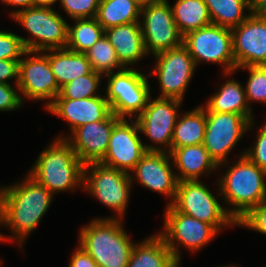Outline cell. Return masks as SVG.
<instances>
[{
	"label": "cell",
	"mask_w": 266,
	"mask_h": 267,
	"mask_svg": "<svg viewBox=\"0 0 266 267\" xmlns=\"http://www.w3.org/2000/svg\"><path fill=\"white\" fill-rule=\"evenodd\" d=\"M92 70L103 74L113 73L115 67H122L114 47L110 44L109 39L105 34L85 53Z\"/></svg>",
	"instance_id": "31"
},
{
	"label": "cell",
	"mask_w": 266,
	"mask_h": 267,
	"mask_svg": "<svg viewBox=\"0 0 266 267\" xmlns=\"http://www.w3.org/2000/svg\"><path fill=\"white\" fill-rule=\"evenodd\" d=\"M76 20L78 22L74 27L68 25L66 48L85 54L105 34V30L96 17Z\"/></svg>",
	"instance_id": "29"
},
{
	"label": "cell",
	"mask_w": 266,
	"mask_h": 267,
	"mask_svg": "<svg viewBox=\"0 0 266 267\" xmlns=\"http://www.w3.org/2000/svg\"><path fill=\"white\" fill-rule=\"evenodd\" d=\"M21 38L13 33L0 31V60H20L19 56L34 53L25 49Z\"/></svg>",
	"instance_id": "34"
},
{
	"label": "cell",
	"mask_w": 266,
	"mask_h": 267,
	"mask_svg": "<svg viewBox=\"0 0 266 267\" xmlns=\"http://www.w3.org/2000/svg\"><path fill=\"white\" fill-rule=\"evenodd\" d=\"M237 224L266 234V200L252 208Z\"/></svg>",
	"instance_id": "36"
},
{
	"label": "cell",
	"mask_w": 266,
	"mask_h": 267,
	"mask_svg": "<svg viewBox=\"0 0 266 267\" xmlns=\"http://www.w3.org/2000/svg\"><path fill=\"white\" fill-rule=\"evenodd\" d=\"M80 237V246L99 267L128 266L134 245L117 219L94 220Z\"/></svg>",
	"instance_id": "2"
},
{
	"label": "cell",
	"mask_w": 266,
	"mask_h": 267,
	"mask_svg": "<svg viewBox=\"0 0 266 267\" xmlns=\"http://www.w3.org/2000/svg\"><path fill=\"white\" fill-rule=\"evenodd\" d=\"M8 4L24 6V9L34 6V0H3Z\"/></svg>",
	"instance_id": "42"
},
{
	"label": "cell",
	"mask_w": 266,
	"mask_h": 267,
	"mask_svg": "<svg viewBox=\"0 0 266 267\" xmlns=\"http://www.w3.org/2000/svg\"><path fill=\"white\" fill-rule=\"evenodd\" d=\"M141 26L138 22H132L105 30V36L123 66L136 62L146 54Z\"/></svg>",
	"instance_id": "21"
},
{
	"label": "cell",
	"mask_w": 266,
	"mask_h": 267,
	"mask_svg": "<svg viewBox=\"0 0 266 267\" xmlns=\"http://www.w3.org/2000/svg\"><path fill=\"white\" fill-rule=\"evenodd\" d=\"M140 13L141 7L134 0H100L96 19L106 30L138 22Z\"/></svg>",
	"instance_id": "27"
},
{
	"label": "cell",
	"mask_w": 266,
	"mask_h": 267,
	"mask_svg": "<svg viewBox=\"0 0 266 267\" xmlns=\"http://www.w3.org/2000/svg\"><path fill=\"white\" fill-rule=\"evenodd\" d=\"M3 238H4V237L0 235V241H1V240H4Z\"/></svg>",
	"instance_id": "45"
},
{
	"label": "cell",
	"mask_w": 266,
	"mask_h": 267,
	"mask_svg": "<svg viewBox=\"0 0 266 267\" xmlns=\"http://www.w3.org/2000/svg\"><path fill=\"white\" fill-rule=\"evenodd\" d=\"M183 45L194 59L226 64L225 73H231L236 68L231 28L210 24L186 33Z\"/></svg>",
	"instance_id": "8"
},
{
	"label": "cell",
	"mask_w": 266,
	"mask_h": 267,
	"mask_svg": "<svg viewBox=\"0 0 266 267\" xmlns=\"http://www.w3.org/2000/svg\"><path fill=\"white\" fill-rule=\"evenodd\" d=\"M144 26L141 28L146 53L154 55L183 44V35L175 23L172 8L166 0H160L141 8ZM145 27V28H144Z\"/></svg>",
	"instance_id": "9"
},
{
	"label": "cell",
	"mask_w": 266,
	"mask_h": 267,
	"mask_svg": "<svg viewBox=\"0 0 266 267\" xmlns=\"http://www.w3.org/2000/svg\"><path fill=\"white\" fill-rule=\"evenodd\" d=\"M51 51H57V53L48 54L47 58L60 88L75 78L93 71L84 53L74 52L67 48L51 49Z\"/></svg>",
	"instance_id": "22"
},
{
	"label": "cell",
	"mask_w": 266,
	"mask_h": 267,
	"mask_svg": "<svg viewBox=\"0 0 266 267\" xmlns=\"http://www.w3.org/2000/svg\"><path fill=\"white\" fill-rule=\"evenodd\" d=\"M55 1L57 0H34V6L49 8V6L55 3Z\"/></svg>",
	"instance_id": "43"
},
{
	"label": "cell",
	"mask_w": 266,
	"mask_h": 267,
	"mask_svg": "<svg viewBox=\"0 0 266 267\" xmlns=\"http://www.w3.org/2000/svg\"><path fill=\"white\" fill-rule=\"evenodd\" d=\"M22 104V98L12 89L8 83L0 82V111L18 108Z\"/></svg>",
	"instance_id": "38"
},
{
	"label": "cell",
	"mask_w": 266,
	"mask_h": 267,
	"mask_svg": "<svg viewBox=\"0 0 266 267\" xmlns=\"http://www.w3.org/2000/svg\"><path fill=\"white\" fill-rule=\"evenodd\" d=\"M212 24L233 28L247 19L243 9H250V0H203Z\"/></svg>",
	"instance_id": "30"
},
{
	"label": "cell",
	"mask_w": 266,
	"mask_h": 267,
	"mask_svg": "<svg viewBox=\"0 0 266 267\" xmlns=\"http://www.w3.org/2000/svg\"><path fill=\"white\" fill-rule=\"evenodd\" d=\"M26 183L0 190V222L23 239L31 232L52 200V193L29 175Z\"/></svg>",
	"instance_id": "1"
},
{
	"label": "cell",
	"mask_w": 266,
	"mask_h": 267,
	"mask_svg": "<svg viewBox=\"0 0 266 267\" xmlns=\"http://www.w3.org/2000/svg\"><path fill=\"white\" fill-rule=\"evenodd\" d=\"M178 263L163 238L155 235L134 245L127 267H178Z\"/></svg>",
	"instance_id": "24"
},
{
	"label": "cell",
	"mask_w": 266,
	"mask_h": 267,
	"mask_svg": "<svg viewBox=\"0 0 266 267\" xmlns=\"http://www.w3.org/2000/svg\"><path fill=\"white\" fill-rule=\"evenodd\" d=\"M206 126L203 145L217 165L225 162L242 133L249 129L251 122L235 113L210 112L206 108Z\"/></svg>",
	"instance_id": "10"
},
{
	"label": "cell",
	"mask_w": 266,
	"mask_h": 267,
	"mask_svg": "<svg viewBox=\"0 0 266 267\" xmlns=\"http://www.w3.org/2000/svg\"><path fill=\"white\" fill-rule=\"evenodd\" d=\"M181 100L174 98L155 99L147 103L144 111L137 115V122L141 132L145 133L156 143H166L171 152L173 130L176 125V108Z\"/></svg>",
	"instance_id": "17"
},
{
	"label": "cell",
	"mask_w": 266,
	"mask_h": 267,
	"mask_svg": "<svg viewBox=\"0 0 266 267\" xmlns=\"http://www.w3.org/2000/svg\"><path fill=\"white\" fill-rule=\"evenodd\" d=\"M248 68L250 77L246 85V97L248 100H260L266 102V65L243 66Z\"/></svg>",
	"instance_id": "33"
},
{
	"label": "cell",
	"mask_w": 266,
	"mask_h": 267,
	"mask_svg": "<svg viewBox=\"0 0 266 267\" xmlns=\"http://www.w3.org/2000/svg\"><path fill=\"white\" fill-rule=\"evenodd\" d=\"M246 103V92L239 83L229 80L222 86L220 92L210 98L206 108L210 112L240 114L252 122L251 110Z\"/></svg>",
	"instance_id": "26"
},
{
	"label": "cell",
	"mask_w": 266,
	"mask_h": 267,
	"mask_svg": "<svg viewBox=\"0 0 266 267\" xmlns=\"http://www.w3.org/2000/svg\"><path fill=\"white\" fill-rule=\"evenodd\" d=\"M205 126L206 112L203 107L186 113L174 127L171 151L175 148L202 144Z\"/></svg>",
	"instance_id": "25"
},
{
	"label": "cell",
	"mask_w": 266,
	"mask_h": 267,
	"mask_svg": "<svg viewBox=\"0 0 266 267\" xmlns=\"http://www.w3.org/2000/svg\"><path fill=\"white\" fill-rule=\"evenodd\" d=\"M231 32L236 69L266 65V16L251 13Z\"/></svg>",
	"instance_id": "14"
},
{
	"label": "cell",
	"mask_w": 266,
	"mask_h": 267,
	"mask_svg": "<svg viewBox=\"0 0 266 267\" xmlns=\"http://www.w3.org/2000/svg\"><path fill=\"white\" fill-rule=\"evenodd\" d=\"M250 10L252 14L266 16V0H250Z\"/></svg>",
	"instance_id": "41"
},
{
	"label": "cell",
	"mask_w": 266,
	"mask_h": 267,
	"mask_svg": "<svg viewBox=\"0 0 266 267\" xmlns=\"http://www.w3.org/2000/svg\"><path fill=\"white\" fill-rule=\"evenodd\" d=\"M244 155L266 172V124L258 136L254 150L247 151Z\"/></svg>",
	"instance_id": "37"
},
{
	"label": "cell",
	"mask_w": 266,
	"mask_h": 267,
	"mask_svg": "<svg viewBox=\"0 0 266 267\" xmlns=\"http://www.w3.org/2000/svg\"><path fill=\"white\" fill-rule=\"evenodd\" d=\"M100 76V73L92 71L90 74L75 78L60 88L59 94L55 99L80 100L99 96L94 93L100 82Z\"/></svg>",
	"instance_id": "32"
},
{
	"label": "cell",
	"mask_w": 266,
	"mask_h": 267,
	"mask_svg": "<svg viewBox=\"0 0 266 267\" xmlns=\"http://www.w3.org/2000/svg\"><path fill=\"white\" fill-rule=\"evenodd\" d=\"M73 19L96 17L100 0H60Z\"/></svg>",
	"instance_id": "35"
},
{
	"label": "cell",
	"mask_w": 266,
	"mask_h": 267,
	"mask_svg": "<svg viewBox=\"0 0 266 267\" xmlns=\"http://www.w3.org/2000/svg\"><path fill=\"white\" fill-rule=\"evenodd\" d=\"M264 175V170L242 155L239 162L220 180V190L227 201L237 206L235 210L229 211L237 222L266 200Z\"/></svg>",
	"instance_id": "4"
},
{
	"label": "cell",
	"mask_w": 266,
	"mask_h": 267,
	"mask_svg": "<svg viewBox=\"0 0 266 267\" xmlns=\"http://www.w3.org/2000/svg\"><path fill=\"white\" fill-rule=\"evenodd\" d=\"M174 158L175 167L180 169L182 175L177 176L178 182L197 180L202 172L216 168L218 165L210 157L203 143L193 146L175 148L170 152Z\"/></svg>",
	"instance_id": "23"
},
{
	"label": "cell",
	"mask_w": 266,
	"mask_h": 267,
	"mask_svg": "<svg viewBox=\"0 0 266 267\" xmlns=\"http://www.w3.org/2000/svg\"><path fill=\"white\" fill-rule=\"evenodd\" d=\"M134 123L131 126L124 118L114 126L101 164L127 172L126 169H134L147 151H161L155 146H145L141 143L137 135V130L140 131L138 122Z\"/></svg>",
	"instance_id": "12"
},
{
	"label": "cell",
	"mask_w": 266,
	"mask_h": 267,
	"mask_svg": "<svg viewBox=\"0 0 266 267\" xmlns=\"http://www.w3.org/2000/svg\"><path fill=\"white\" fill-rule=\"evenodd\" d=\"M171 205L185 215L213 225L217 230L224 224H237L199 180L178 182Z\"/></svg>",
	"instance_id": "6"
},
{
	"label": "cell",
	"mask_w": 266,
	"mask_h": 267,
	"mask_svg": "<svg viewBox=\"0 0 266 267\" xmlns=\"http://www.w3.org/2000/svg\"><path fill=\"white\" fill-rule=\"evenodd\" d=\"M91 166V167H90ZM93 168L92 175L86 176L85 169ZM130 174L101 163H89L83 168V182L87 190L105 205L123 215L128 202L131 184Z\"/></svg>",
	"instance_id": "11"
},
{
	"label": "cell",
	"mask_w": 266,
	"mask_h": 267,
	"mask_svg": "<svg viewBox=\"0 0 266 267\" xmlns=\"http://www.w3.org/2000/svg\"><path fill=\"white\" fill-rule=\"evenodd\" d=\"M155 56L158 59L155 73L163 92L161 98L182 100L196 65L188 49L182 44Z\"/></svg>",
	"instance_id": "13"
},
{
	"label": "cell",
	"mask_w": 266,
	"mask_h": 267,
	"mask_svg": "<svg viewBox=\"0 0 266 267\" xmlns=\"http://www.w3.org/2000/svg\"><path fill=\"white\" fill-rule=\"evenodd\" d=\"M120 120L111 112L104 120L84 124L73 131L74 137L70 144L84 165L103 160L111 132Z\"/></svg>",
	"instance_id": "16"
},
{
	"label": "cell",
	"mask_w": 266,
	"mask_h": 267,
	"mask_svg": "<svg viewBox=\"0 0 266 267\" xmlns=\"http://www.w3.org/2000/svg\"><path fill=\"white\" fill-rule=\"evenodd\" d=\"M173 17L180 33H186L212 24L203 0H178L172 7Z\"/></svg>",
	"instance_id": "28"
},
{
	"label": "cell",
	"mask_w": 266,
	"mask_h": 267,
	"mask_svg": "<svg viewBox=\"0 0 266 267\" xmlns=\"http://www.w3.org/2000/svg\"><path fill=\"white\" fill-rule=\"evenodd\" d=\"M106 75L109 78L106 100L111 112L121 119H124L125 115L131 117V114L137 111L141 114L150 100L149 84L144 74L121 68V71L114 75Z\"/></svg>",
	"instance_id": "7"
},
{
	"label": "cell",
	"mask_w": 266,
	"mask_h": 267,
	"mask_svg": "<svg viewBox=\"0 0 266 267\" xmlns=\"http://www.w3.org/2000/svg\"><path fill=\"white\" fill-rule=\"evenodd\" d=\"M22 93L30 99L55 98L60 87L49 65L47 55L20 59L17 84Z\"/></svg>",
	"instance_id": "18"
},
{
	"label": "cell",
	"mask_w": 266,
	"mask_h": 267,
	"mask_svg": "<svg viewBox=\"0 0 266 267\" xmlns=\"http://www.w3.org/2000/svg\"><path fill=\"white\" fill-rule=\"evenodd\" d=\"M165 218L166 222L164 224L167 234L161 233L160 236L178 262L180 256L173 243L174 239L194 251L208 243L219 231L207 222L177 211L171 204L168 205Z\"/></svg>",
	"instance_id": "15"
},
{
	"label": "cell",
	"mask_w": 266,
	"mask_h": 267,
	"mask_svg": "<svg viewBox=\"0 0 266 267\" xmlns=\"http://www.w3.org/2000/svg\"><path fill=\"white\" fill-rule=\"evenodd\" d=\"M19 62L20 60H0V82H5L6 79L16 77L17 84L19 80Z\"/></svg>",
	"instance_id": "39"
},
{
	"label": "cell",
	"mask_w": 266,
	"mask_h": 267,
	"mask_svg": "<svg viewBox=\"0 0 266 267\" xmlns=\"http://www.w3.org/2000/svg\"><path fill=\"white\" fill-rule=\"evenodd\" d=\"M30 174L52 194L72 188L83 181L84 164L79 160L69 140L58 139L44 150Z\"/></svg>",
	"instance_id": "3"
},
{
	"label": "cell",
	"mask_w": 266,
	"mask_h": 267,
	"mask_svg": "<svg viewBox=\"0 0 266 267\" xmlns=\"http://www.w3.org/2000/svg\"><path fill=\"white\" fill-rule=\"evenodd\" d=\"M11 15L40 40L36 42L21 38L26 50L37 53L38 51L66 48L68 24L50 7L23 8Z\"/></svg>",
	"instance_id": "5"
},
{
	"label": "cell",
	"mask_w": 266,
	"mask_h": 267,
	"mask_svg": "<svg viewBox=\"0 0 266 267\" xmlns=\"http://www.w3.org/2000/svg\"><path fill=\"white\" fill-rule=\"evenodd\" d=\"M164 151H147L137 163L133 170L137 174L138 180L154 191L173 196V201L176 196L178 185L177 175L172 174V169L168 158ZM168 157V158H167Z\"/></svg>",
	"instance_id": "19"
},
{
	"label": "cell",
	"mask_w": 266,
	"mask_h": 267,
	"mask_svg": "<svg viewBox=\"0 0 266 267\" xmlns=\"http://www.w3.org/2000/svg\"><path fill=\"white\" fill-rule=\"evenodd\" d=\"M69 267H99L93 258L80 246L75 251Z\"/></svg>",
	"instance_id": "40"
},
{
	"label": "cell",
	"mask_w": 266,
	"mask_h": 267,
	"mask_svg": "<svg viewBox=\"0 0 266 267\" xmlns=\"http://www.w3.org/2000/svg\"><path fill=\"white\" fill-rule=\"evenodd\" d=\"M141 8L160 0H134Z\"/></svg>",
	"instance_id": "44"
},
{
	"label": "cell",
	"mask_w": 266,
	"mask_h": 267,
	"mask_svg": "<svg viewBox=\"0 0 266 267\" xmlns=\"http://www.w3.org/2000/svg\"><path fill=\"white\" fill-rule=\"evenodd\" d=\"M46 107L54 114L68 120L72 132L84 124L104 120L111 113L108 101L100 96L80 100L55 99Z\"/></svg>",
	"instance_id": "20"
}]
</instances>
